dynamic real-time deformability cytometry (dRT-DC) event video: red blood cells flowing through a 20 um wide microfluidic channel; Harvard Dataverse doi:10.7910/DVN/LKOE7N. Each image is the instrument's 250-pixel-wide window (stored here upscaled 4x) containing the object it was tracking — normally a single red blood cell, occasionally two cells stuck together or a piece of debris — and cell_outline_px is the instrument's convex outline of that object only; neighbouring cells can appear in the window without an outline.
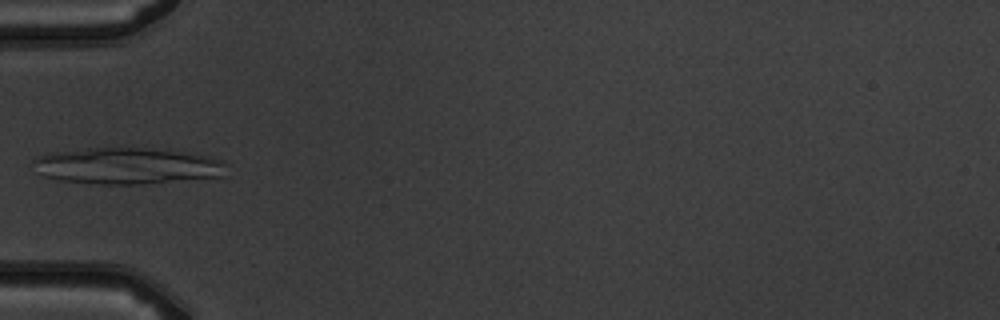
{"species": "common noctule bat (a hibernating species)", "species_latin": "Nyctalus noctula", "temperature_condition": "warm", "stored_images_in_passage": 5, "camera_frame_rate_fps": 3000, "um_per_image_px": 0.085, "animal": {"sex": "male", "body_mass_g": 19.5, "forearm_length_mm": 54.6}, "frame": {"image": 1, "passage_image": 5, "time_ms": 4.333, "image_size_px": [1000, 320], "cell_outline_px": [[228, 176], [140, 184], [92, 184], [60, 180], [44, 176], [32, 160], [36, 156], [44, 152], [124, 144], [196, 152], [224, 160], [228, 164]], "centroid_in_image_um": [10.91, 14.04], "position_along_channel_um": 74.1, "area_um2": 43.23}}